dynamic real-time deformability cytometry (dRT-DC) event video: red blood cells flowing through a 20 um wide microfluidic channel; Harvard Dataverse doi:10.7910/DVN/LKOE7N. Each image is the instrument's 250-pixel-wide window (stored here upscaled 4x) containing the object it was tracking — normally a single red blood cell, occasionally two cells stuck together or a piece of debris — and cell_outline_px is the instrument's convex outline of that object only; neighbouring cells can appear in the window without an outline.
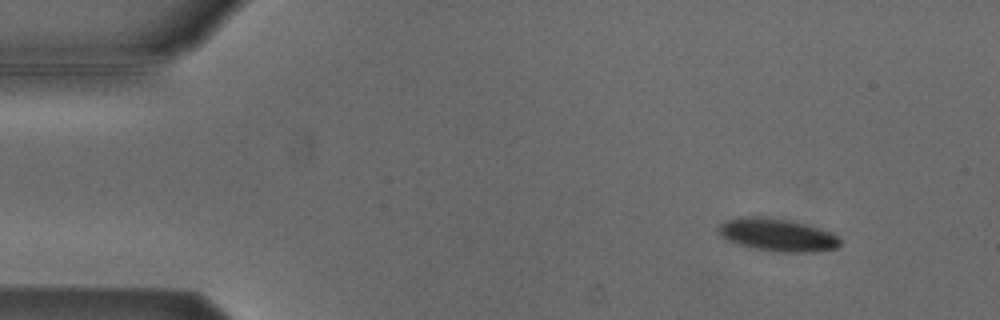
{"species": "Egyptian fruit bat (a non-hibernating species)", "species_latin": "Rousettus aegyptiacus", "temperature_condition": "cold", "stored_images_in_passage": 4, "camera_frame_rate_fps": 3000, "um_per_image_px": 0.085, "animal": {"sex": "male"}, "frame": {"image": 1, "passage_image": 2, "time_ms": 0.333, "image_size_px": [1000, 320], "cell_outline_px": [[840, 244], [836, 248], [816, 252], [776, 252], [752, 248], [728, 240], [720, 232], [720, 224], [728, 220], [740, 216], [760, 216], [792, 220], [820, 228], [832, 232], [840, 240]], "centroid_in_image_um": [66.13, 19.96], "position_along_channel_um": 18.9, "area_um2": 23.12}}